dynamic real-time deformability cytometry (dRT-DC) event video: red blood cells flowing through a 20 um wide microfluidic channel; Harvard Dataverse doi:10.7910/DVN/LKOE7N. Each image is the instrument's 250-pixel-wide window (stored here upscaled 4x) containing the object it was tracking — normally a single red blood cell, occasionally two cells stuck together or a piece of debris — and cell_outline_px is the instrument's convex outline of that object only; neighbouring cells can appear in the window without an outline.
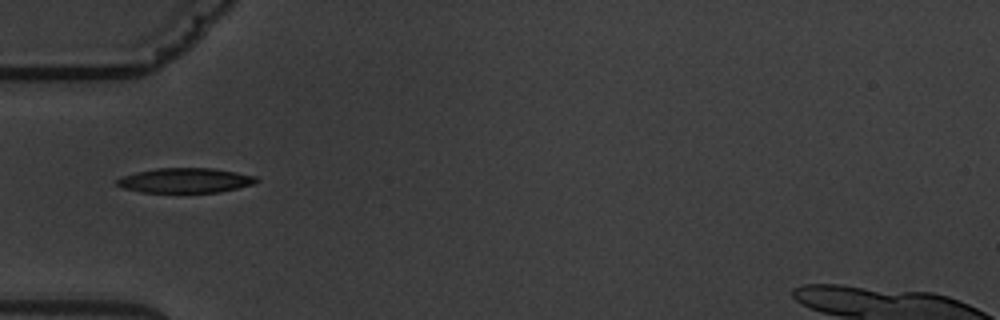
{"species": "common noctule bat (a hibernating species)", "species_latin": "Nyctalus noctula", "temperature_condition": "warm", "stored_images_in_passage": 7, "camera_frame_rate_fps": 3000, "um_per_image_px": 0.085, "animal": {"sex": "male", "body_mass_g": 19.5, "forearm_length_mm": 54.6}, "frame": {"image": 1, "passage_image": 2, "time_ms": 1.333, "image_size_px": [1000, 320], "cell_outline_px": [[260, 180], [252, 184], [220, 192], [140, 192], [124, 188], [116, 184], [116, 180], [120, 176], [136, 172], [156, 168], [216, 168], [256, 176]], "centroid_in_image_um": [15.73, 15.32], "position_along_channel_um": 69.3, "area_um2": 20.17}}
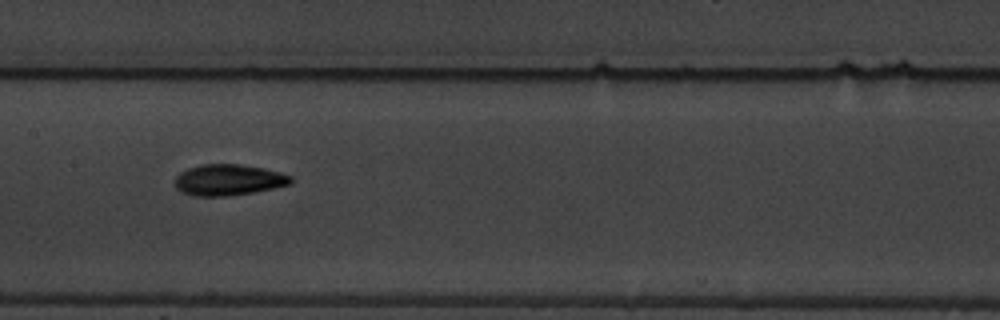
{"frame": {"image": 2, "passage_image": 5, "time_ms": 4.667, "image_size_px": [1000, 320], "cell_outline_px": [[292, 184], [252, 192], [228, 196], [192, 196], [180, 192], [176, 188], [176, 176], [180, 172], [188, 168], [200, 164], [240, 164], [264, 168], [280, 172], [292, 176]], "centroid_in_image_um": [19.41, 15.29], "position_along_channel_um": 188.0, "area_um2": 21.1}}
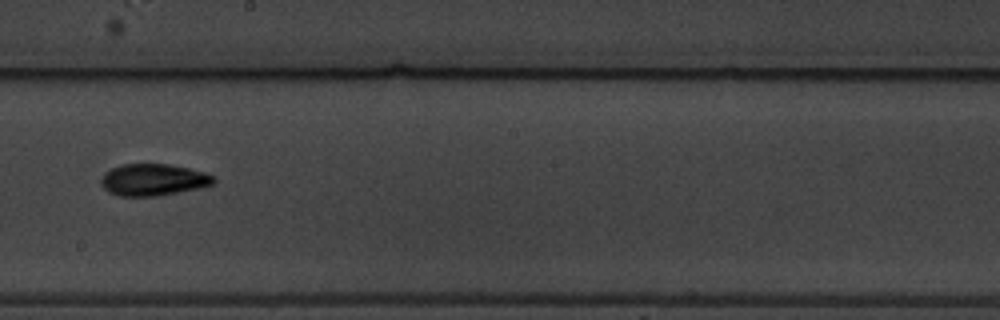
{"frame": {"image": 3, "passage_image": 6, "time_ms": 6.0, "image_size_px": [1000, 320], "cell_outline_px": [[216, 180], [212, 184], [200, 188], [156, 196], [120, 196], [108, 192], [100, 184], [100, 180], [104, 172], [120, 164], [168, 164], [188, 168], [204, 172], [212, 176]], "centroid_in_image_um": [12.98, 15.28], "position_along_channel_um": 235.2, "area_um2": 20.87}}